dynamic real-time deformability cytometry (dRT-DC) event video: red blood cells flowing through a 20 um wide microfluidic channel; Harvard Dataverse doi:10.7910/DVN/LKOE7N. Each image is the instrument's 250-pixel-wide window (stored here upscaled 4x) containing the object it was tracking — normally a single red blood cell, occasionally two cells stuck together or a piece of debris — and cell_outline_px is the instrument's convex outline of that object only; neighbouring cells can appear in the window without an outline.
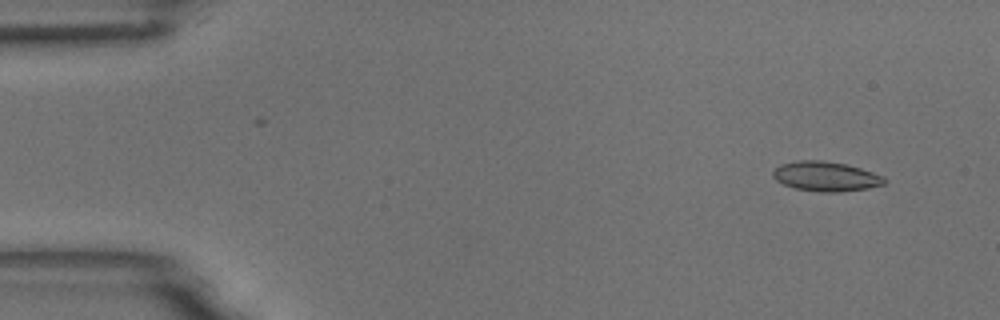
{"species": "common noctule bat (a hibernating species)", "species_latin": "Nyctalus noctula", "temperature_condition": "room temperature", "stored_images_in_passage": 5, "camera_frame_rate_fps": 3000, "um_per_image_px": 0.085, "animal": {"sex": "male", "body_mass_g": 18.8}, "frame": {"image": 1, "passage_image": 2, "time_ms": 0.333, "image_size_px": [1000, 320], "cell_outline_px": [[888, 180], [884, 184], [868, 188], [840, 192], [824, 192], [796, 188], [784, 184], [776, 180], [772, 176], [772, 172], [780, 164], [800, 160], [824, 160], [848, 164], [884, 176]], "centroid_in_image_um": [70.22, 14.98], "position_along_channel_um": 14.8, "area_um2": 19.31}}
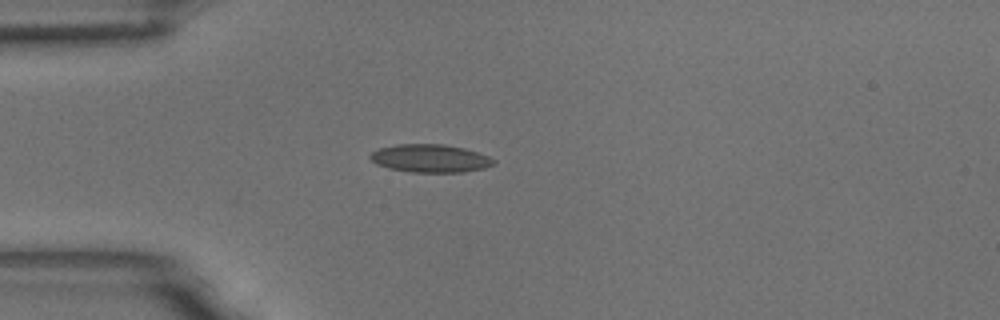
{"frame": {"image": 2, "passage_image": 5, "time_ms": 1.333, "image_size_px": [1000, 320], "cell_outline_px": [[496, 160], [492, 164], [484, 168], [460, 172], [412, 172], [388, 168], [376, 164], [368, 156], [376, 148], [396, 144], [444, 144], [464, 148], [488, 156]], "centroid_in_image_um": [36.51, 13.45], "position_along_channel_um": 48.5, "area_um2": 20.11}}